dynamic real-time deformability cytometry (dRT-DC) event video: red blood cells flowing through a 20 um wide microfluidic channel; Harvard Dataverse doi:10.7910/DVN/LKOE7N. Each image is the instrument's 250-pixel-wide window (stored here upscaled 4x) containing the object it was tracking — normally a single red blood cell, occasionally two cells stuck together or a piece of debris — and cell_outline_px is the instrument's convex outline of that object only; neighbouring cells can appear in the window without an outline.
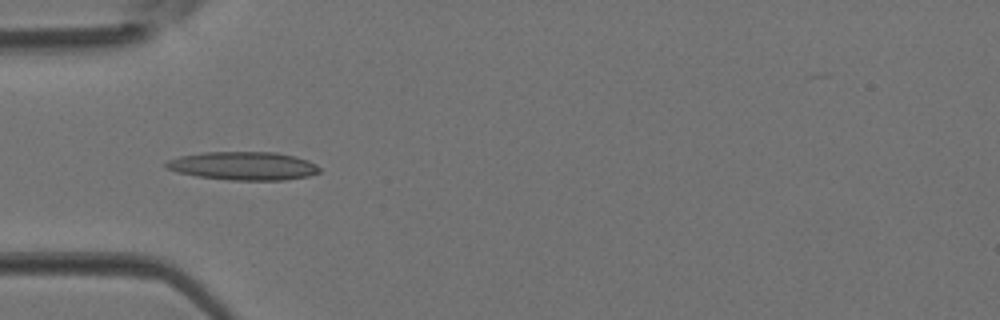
{"species": "Egyptian fruit bat (a non-hibernating species)", "species_latin": "Rousettus aegyptiacus", "temperature_condition": "room temperature", "stored_images_in_passage": 4, "camera_frame_rate_fps": 3000, "um_per_image_px": 0.085, "animal": {"sex": "female"}, "frame": {"image": 1, "passage_image": 4, "time_ms": 1.0, "image_size_px": [1000, 320], "cell_outline_px": [[320, 172], [308, 176], [284, 180], [228, 180], [196, 176], [176, 172], [164, 168], [164, 164], [168, 160], [180, 156], [204, 152], [276, 152], [296, 156], [308, 160], [316, 164], [320, 168]], "centroid_in_image_um": [20.67, 14.1], "position_along_channel_um": 64.3, "area_um2": 25.55}}